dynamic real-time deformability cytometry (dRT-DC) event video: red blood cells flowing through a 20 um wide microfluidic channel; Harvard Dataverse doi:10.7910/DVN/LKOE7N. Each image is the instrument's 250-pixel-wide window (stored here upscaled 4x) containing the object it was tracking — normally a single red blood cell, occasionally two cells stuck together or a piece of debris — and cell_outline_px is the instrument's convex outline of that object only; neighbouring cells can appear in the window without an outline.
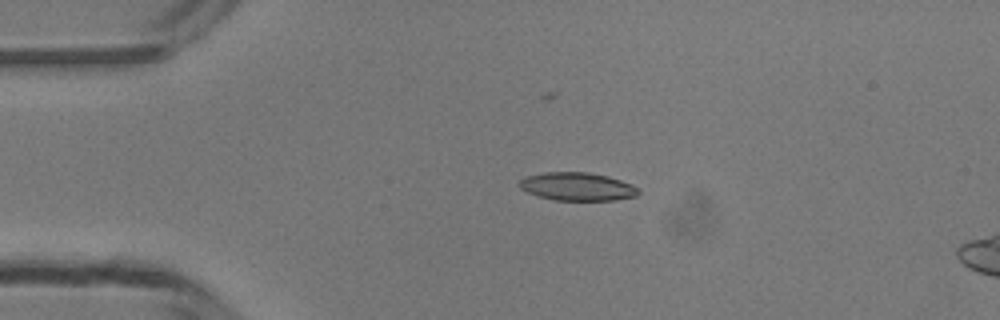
{"species": "common noctule bat (a hibernating species)", "species_latin": "Nyctalus noctula", "temperature_condition": "room temperature", "stored_images_in_passage": 10, "camera_frame_rate_fps": 3000, "um_per_image_px": 0.085, "animal": {"sex": "male", "body_mass_g": 13.3}, "frame": {"image": 1, "passage_image": 5, "time_ms": 1.333, "image_size_px": [1000, 320], "cell_outline_px": [[640, 192], [636, 196], [616, 200], [556, 200], [540, 196], [528, 192], [520, 188], [516, 184], [520, 180], [528, 176], [544, 172], [588, 172], [608, 176], [632, 184]], "centroid_in_image_um": [49.07, 15.85], "position_along_channel_um": 35.9, "area_um2": 19.42}}